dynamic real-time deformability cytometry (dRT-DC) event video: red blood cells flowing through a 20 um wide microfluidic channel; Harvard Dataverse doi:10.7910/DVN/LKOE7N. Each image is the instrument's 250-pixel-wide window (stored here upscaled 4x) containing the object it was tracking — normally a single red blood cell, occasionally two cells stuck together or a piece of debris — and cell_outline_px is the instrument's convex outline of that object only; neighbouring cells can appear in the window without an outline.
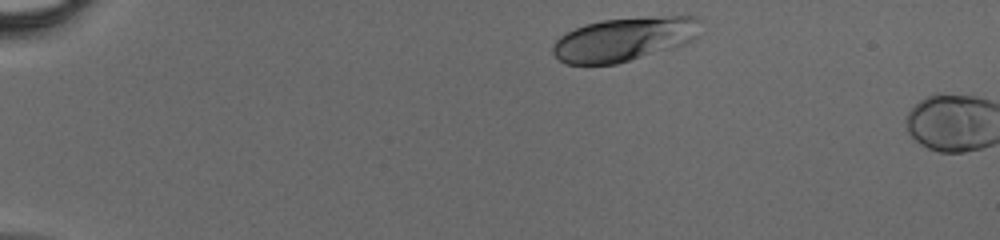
{"species": "human", "species_latin": "Homo sapiens", "temperature_condition": "cold", "stored_images_in_passage": 3, "camera_frame_rate_fps": 3000, "um_per_image_px": 0.085, "donor": {"sex": "male"}, "frame": {"image": 1, "passage_image": 1, "time_ms": 0.0, "image_size_px": [1000, 240], "cell_outline_px": [[700, 36], [684, 44], [672, 48], [616, 64], [564, 64], [552, 52], [552, 44], [560, 36], [584, 24], [604, 20], [644, 16], [696, 16], [700, 20]], "centroid_in_image_um": [53.09, 3.32], "position_along_channel_um": 31.9, "area_um2": 37.92}}